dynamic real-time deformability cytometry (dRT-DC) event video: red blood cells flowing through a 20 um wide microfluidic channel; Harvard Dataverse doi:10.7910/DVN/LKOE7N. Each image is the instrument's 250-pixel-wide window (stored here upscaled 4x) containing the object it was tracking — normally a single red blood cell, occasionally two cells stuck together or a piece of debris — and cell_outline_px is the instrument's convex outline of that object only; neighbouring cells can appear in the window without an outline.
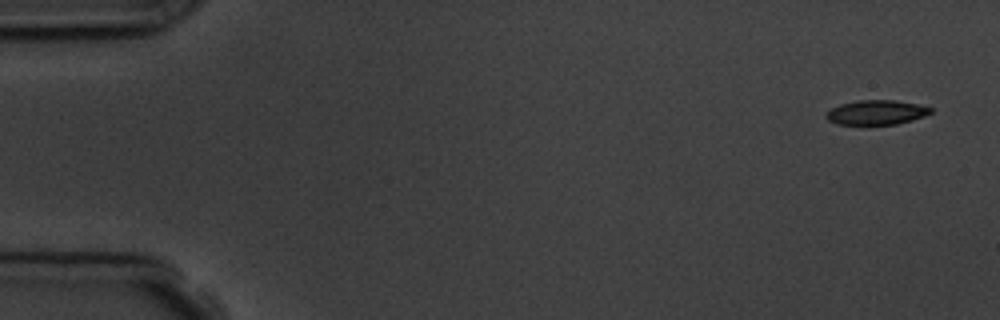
{"species": "common noctule bat (a hibernating species)", "species_latin": "Nyctalus noctula", "temperature_condition": "room temperature", "stored_images_in_passage": 4, "camera_frame_rate_fps": 3000, "um_per_image_px": 0.085, "animal": {"sex": "male", "body_mass_g": 19.5, "forearm_length_mm": 54.6}, "frame": {"image": 1, "passage_image": 1, "time_ms": 0.0, "image_size_px": [1000, 320], "cell_outline_px": [[932, 112], [924, 116], [912, 120], [896, 124], [868, 128], [836, 124], [828, 120], [824, 116], [832, 108], [840, 104], [860, 100], [892, 100], [916, 104], [932, 108]], "centroid_in_image_um": [74.43, 9.62], "position_along_channel_um": 10.6, "area_um2": 15.61}}
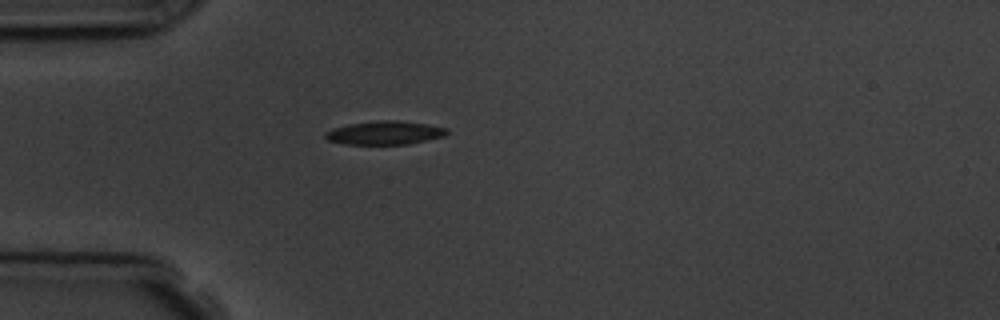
{"frame": {"image": 2, "passage_image": 4, "time_ms": 4.333, "image_size_px": [1000, 320], "cell_outline_px": [[448, 132], [444, 136], [408, 144], [344, 144], [328, 140], [324, 136], [324, 132], [332, 128], [348, 124], [376, 120], [396, 120], [424, 124], [448, 128]], "centroid_in_image_um": [32.66, 11.28], "position_along_channel_um": 52.3, "area_um2": 16.65}}